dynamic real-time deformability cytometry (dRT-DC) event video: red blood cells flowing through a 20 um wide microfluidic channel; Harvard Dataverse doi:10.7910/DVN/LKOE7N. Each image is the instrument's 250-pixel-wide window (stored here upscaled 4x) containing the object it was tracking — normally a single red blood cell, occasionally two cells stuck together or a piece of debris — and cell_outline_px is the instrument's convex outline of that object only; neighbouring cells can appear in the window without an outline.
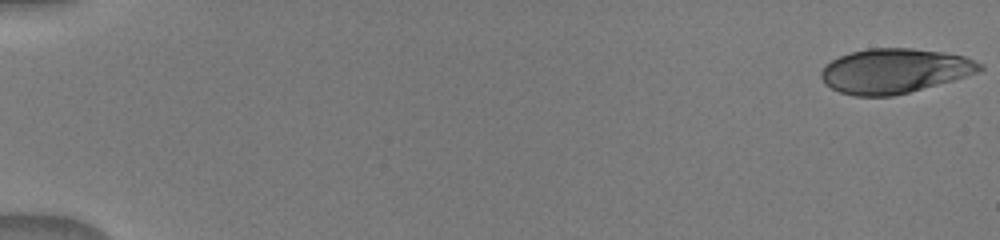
{"species": "human", "species_latin": "Homo sapiens", "temperature_condition": "warm", "stored_images_in_passage": 32, "camera_frame_rate_fps": 3000, "um_per_image_px": 0.085, "donor": {"sex": "male"}, "frame": {"image": 1, "passage_image": 1, "time_ms": 0.0, "image_size_px": [1000, 240], "cell_outline_px": [[984, 68], [976, 72], [952, 80], [908, 92], [892, 96], [856, 96], [840, 92], [824, 84], [820, 76], [820, 72], [832, 60], [840, 56], [852, 52], [868, 48], [912, 48], [940, 52], [964, 56], [984, 64]], "centroid_in_image_um": [76.01, 6.02], "position_along_channel_um": 9.0, "area_um2": 40.81}}
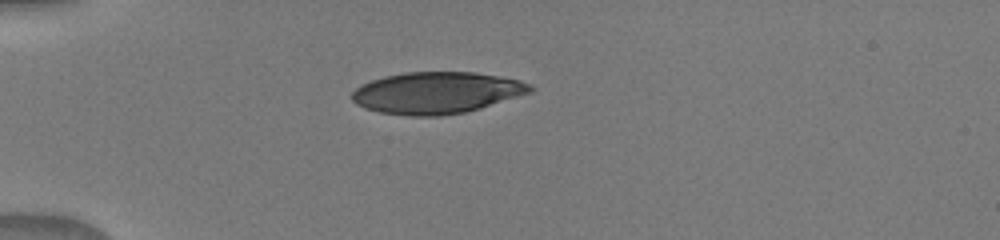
{"frame": {"image": 2, "passage_image": 23, "time_ms": 4.667, "image_size_px": [1000, 240], "cell_outline_px": [[536, 88], [532, 92], [480, 108], [464, 112], [440, 116], [408, 116], [380, 112], [364, 108], [356, 104], [352, 100], [352, 92], [356, 88], [372, 80], [384, 76], [404, 72], [476, 72], [520, 80], [532, 84]], "centroid_in_image_um": [37.13, 7.88], "position_along_channel_um": 47.9, "area_um2": 43.35}}
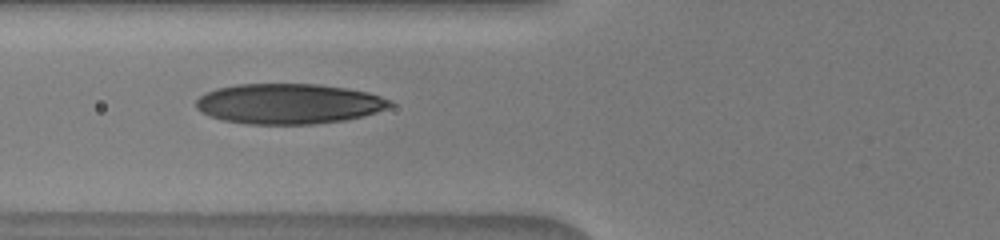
{"frame": {"image": 3, "passage_image": 31, "time_ms": 6.667, "image_size_px": [1000, 240], "cell_outline_px": [[392, 104], [388, 108], [364, 116], [344, 120], [312, 124], [248, 124], [224, 120], [200, 112], [196, 108], [196, 100], [204, 92], [216, 88], [236, 84], [320, 84], [348, 88], [368, 92], [392, 100]], "centroid_in_image_um": [24.54, 8.81], "position_along_channel_um": 101.3, "area_um2": 45.72}}